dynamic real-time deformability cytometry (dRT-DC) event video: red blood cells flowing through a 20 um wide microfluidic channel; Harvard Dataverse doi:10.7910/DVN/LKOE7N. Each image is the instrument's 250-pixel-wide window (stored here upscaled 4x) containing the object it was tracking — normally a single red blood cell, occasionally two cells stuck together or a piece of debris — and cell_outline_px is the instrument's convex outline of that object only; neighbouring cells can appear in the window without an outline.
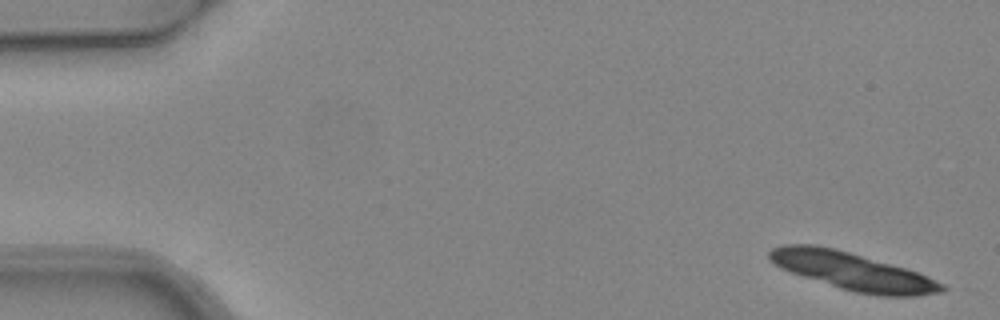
{"species": "common noctule bat (a hibernating species)", "species_latin": "Nyctalus noctula", "temperature_condition": "warm", "stored_images_in_passage": 4, "camera_frame_rate_fps": 3000, "um_per_image_px": 0.085, "animal": {"sex": "female", "body_mass_g": 24.6, "forearm_length_mm": 56.2}, "frame": {"image": 1, "passage_image": 1, "time_ms": 0.0, "image_size_px": [1000, 320], "cell_outline_px": [[948, 288], [944, 292], [916, 296], [880, 296], [856, 292], [840, 288], [780, 268], [768, 260], [768, 252], [772, 248], [784, 244], [816, 244], [848, 252], [904, 268], [916, 272], [936, 280], [944, 284]], "centroid_in_image_um": [72.46, 23.06], "position_along_channel_um": 12.5, "area_um2": 37.4}}